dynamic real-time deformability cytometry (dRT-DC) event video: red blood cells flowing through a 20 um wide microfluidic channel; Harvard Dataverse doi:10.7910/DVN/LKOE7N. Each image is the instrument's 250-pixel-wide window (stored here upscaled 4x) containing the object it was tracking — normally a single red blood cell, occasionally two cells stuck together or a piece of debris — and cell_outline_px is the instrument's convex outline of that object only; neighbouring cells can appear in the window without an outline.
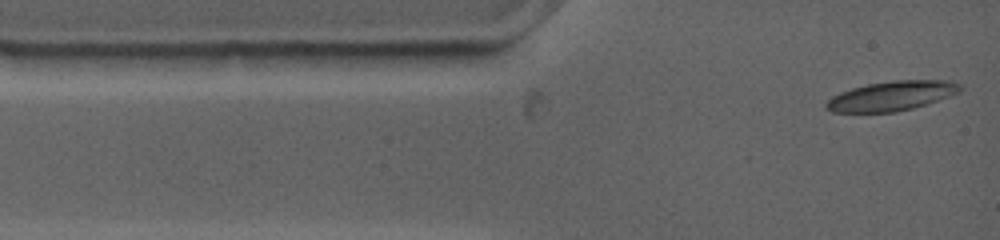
{"species": "common noctule bat (a hibernating species)", "species_latin": "Nyctalus noctula", "temperature_condition": "warm", "stored_images_in_passage": 6, "camera_frame_rate_fps": 4500, "um_per_image_px": 0.085, "animal": {"sex": "female", "body_mass_g": 19.0, "forearm_length_mm": 53.3}, "frame": {"image": 1, "passage_image": 1, "time_ms": 0.0, "image_size_px": [1000, 240], "cell_outline_px": [[964, 88], [960, 92], [912, 108], [896, 112], [832, 112], [824, 108], [824, 104], [832, 96], [840, 92], [852, 88], [868, 84], [892, 80], [948, 80], [960, 84]], "centroid_in_image_um": [75.76, 8.15], "position_along_channel_um": 9.2, "area_um2": 23.0}}
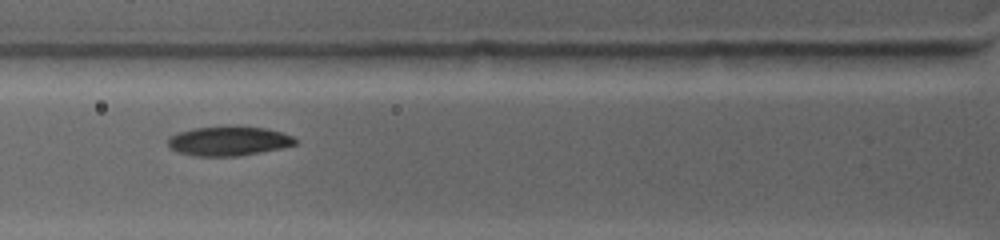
{"frame": {"image": 2, "passage_image": 5, "time_ms": 3.556, "image_size_px": [1000, 240], "cell_outline_px": [[296, 144], [280, 148], [260, 152], [236, 156], [196, 156], [176, 152], [168, 148], [168, 136], [180, 132], [196, 128], [228, 124], [264, 128], [280, 132], [292, 136], [296, 140]], "centroid_in_image_um": [19.38, 11.97], "position_along_channel_um": 106.4, "area_um2": 22.08}}
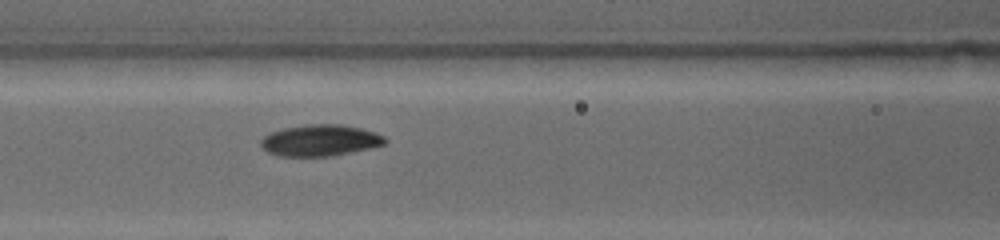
{"frame": {"image": 3, "passage_image": 6, "time_ms": 4.444, "image_size_px": [1000, 240], "cell_outline_px": [[388, 140], [384, 144], [352, 152], [332, 156], [276, 156], [268, 152], [260, 144], [260, 140], [264, 136], [272, 132], [284, 128], [304, 124], [340, 124], [360, 128], [376, 132], [384, 136]], "centroid_in_image_um": [27.21, 11.93], "position_along_channel_um": 139.4, "area_um2": 22.72}}